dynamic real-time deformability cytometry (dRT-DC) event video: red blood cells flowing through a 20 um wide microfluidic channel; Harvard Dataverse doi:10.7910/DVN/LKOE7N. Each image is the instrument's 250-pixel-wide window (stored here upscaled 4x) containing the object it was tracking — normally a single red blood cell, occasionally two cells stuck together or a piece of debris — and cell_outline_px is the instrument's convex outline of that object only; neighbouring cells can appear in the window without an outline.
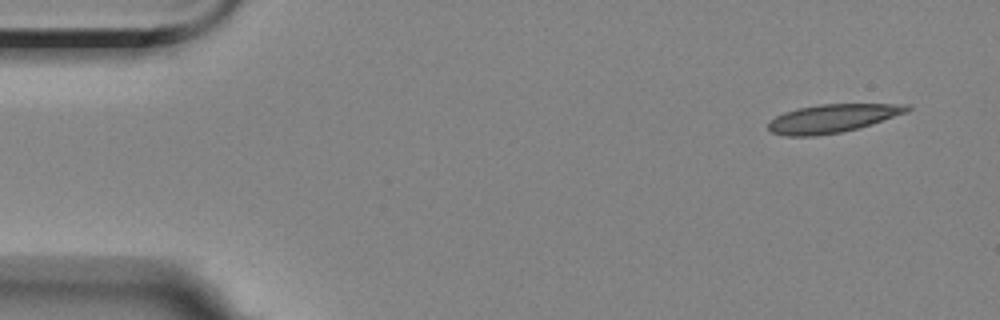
{"species": "Egyptian fruit bat (a non-hibernating species)", "species_latin": "Rousettus aegyptiacus", "temperature_condition": "room temperature", "stored_images_in_passage": 9, "camera_frame_rate_fps": 3000, "um_per_image_px": 0.085, "animal": {"sex": "female"}, "frame": {"image": 1, "passage_image": 1, "time_ms": 0.0, "image_size_px": [1000, 320], "cell_outline_px": [[912, 108], [908, 112], [872, 124], [840, 132], [816, 136], [784, 136], [772, 132], [768, 128], [768, 124], [776, 116], [784, 112], [796, 108], [820, 104], [912, 104]], "centroid_in_image_um": [70.78, 10.05], "position_along_channel_um": 14.2, "area_um2": 22.95}}
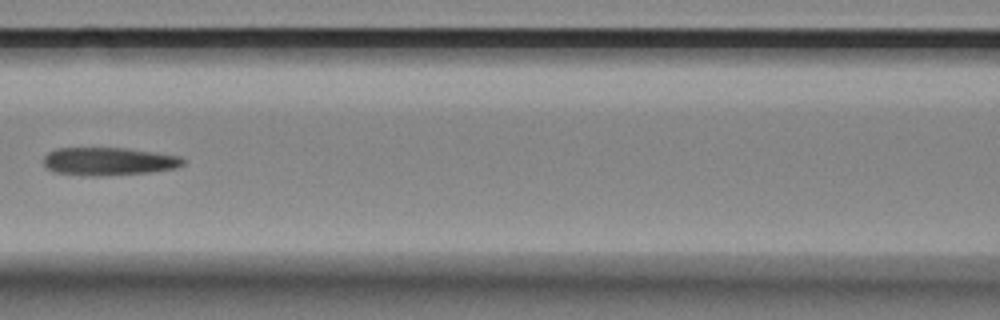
{"frame": {"image": 2, "passage_image": 7, "time_ms": 7.0, "image_size_px": [1000, 320], "cell_outline_px": [[184, 164], [176, 168], [152, 172], [100, 176], [88, 176], [56, 172], [48, 168], [44, 164], [44, 156], [48, 152], [56, 148], [128, 148], [180, 156], [184, 160]], "centroid_in_image_um": [9.25, 13.71], "position_along_channel_um": 157.3, "area_um2": 22.77}}
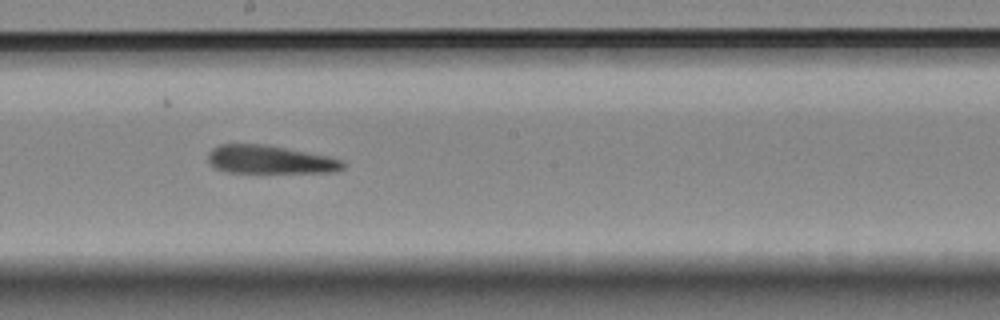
{"frame": {"image": 3, "passage_image": 9, "time_ms": 9.0, "image_size_px": [1000, 320], "cell_outline_px": [[344, 168], [336, 172], [228, 172], [216, 168], [208, 160], [208, 152], [212, 148], [220, 144], [264, 144], [328, 156], [344, 160]], "centroid_in_image_um": [22.95, 13.56], "position_along_channel_um": 225.2, "area_um2": 22.08}}